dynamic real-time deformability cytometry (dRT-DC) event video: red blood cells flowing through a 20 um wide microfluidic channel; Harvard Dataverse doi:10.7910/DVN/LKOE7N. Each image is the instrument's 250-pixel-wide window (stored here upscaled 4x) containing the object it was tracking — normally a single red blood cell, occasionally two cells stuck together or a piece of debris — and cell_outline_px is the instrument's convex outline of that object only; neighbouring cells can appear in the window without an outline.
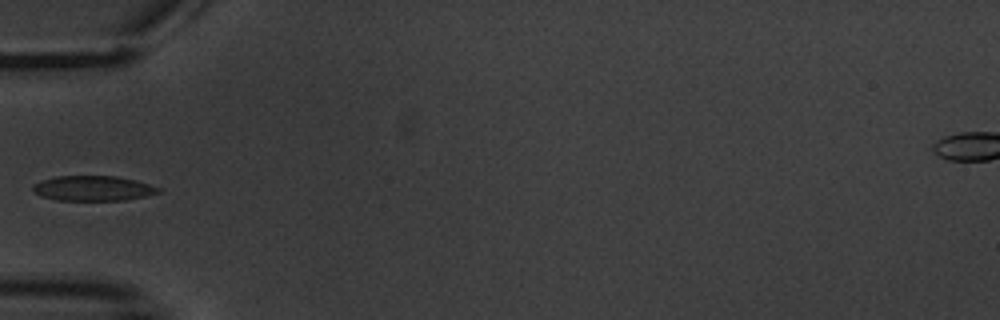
{"species": "common noctule bat (a hibernating species)", "species_latin": "Nyctalus noctula", "temperature_condition": "warm", "stored_images_in_passage": 3, "camera_frame_rate_fps": 3000, "um_per_image_px": 0.085, "animal": {"sex": "male", "body_mass_g": 20.1, "forearm_length_mm": 53.5}, "frame": {"image": 1, "passage_image": 3, "time_ms": 3.0, "image_size_px": [1000, 320], "cell_outline_px": [[160, 192], [144, 196], [124, 200], [56, 200], [40, 196], [32, 192], [32, 184], [40, 180], [56, 176], [116, 176], [136, 180], [160, 188]], "centroid_in_image_um": [7.83, 16.0], "position_along_channel_um": 77.2, "area_um2": 18.38}}